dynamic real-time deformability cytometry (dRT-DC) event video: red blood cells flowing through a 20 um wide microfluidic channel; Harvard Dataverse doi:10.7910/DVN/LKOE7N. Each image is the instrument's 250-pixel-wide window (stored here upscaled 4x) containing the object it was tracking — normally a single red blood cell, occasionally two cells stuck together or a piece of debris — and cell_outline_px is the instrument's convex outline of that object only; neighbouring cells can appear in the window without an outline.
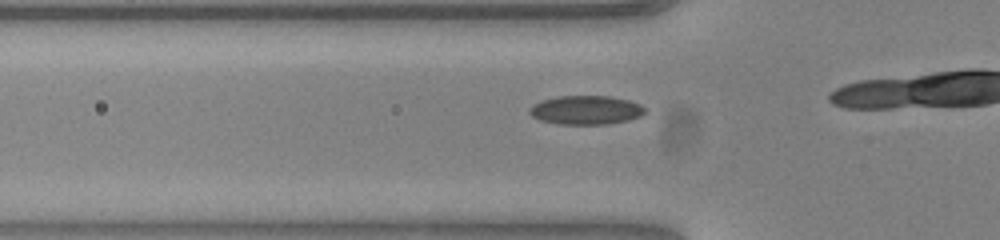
{"species": "common noctule bat (a hibernating species)", "species_latin": "Nyctalus noctula", "temperature_condition": "warm", "stored_images_in_passage": 17, "camera_frame_rate_fps": 3000, "um_per_image_px": 0.085, "animal": {"sex": "female", "body_mass_g": 23.0, "forearm_length_mm": 53.4}, "frame": {"image": 1, "passage_image": 13, "time_ms": 4.0, "image_size_px": [1000, 240], "cell_outline_px": [[644, 112], [640, 116], [628, 120], [608, 124], [560, 124], [540, 120], [532, 116], [528, 112], [528, 108], [532, 104], [540, 100], [560, 96], [608, 96], [628, 100], [640, 104], [644, 108]], "centroid_in_image_um": [49.75, 9.35], "position_along_channel_um": 76.0, "area_um2": 19.42}}
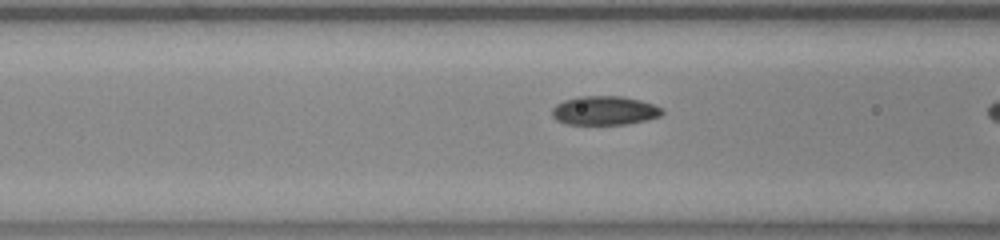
{"frame": {"image": 2, "passage_image": 16, "time_ms": 5.0, "image_size_px": [1000, 240], "cell_outline_px": [[664, 112], [660, 116], [628, 124], [564, 124], [556, 120], [552, 116], [552, 108], [556, 104], [564, 100], [576, 96], [620, 96], [640, 100], [664, 108]], "centroid_in_image_um": [51.36, 9.39], "position_along_channel_um": 115.2, "area_um2": 18.67}}